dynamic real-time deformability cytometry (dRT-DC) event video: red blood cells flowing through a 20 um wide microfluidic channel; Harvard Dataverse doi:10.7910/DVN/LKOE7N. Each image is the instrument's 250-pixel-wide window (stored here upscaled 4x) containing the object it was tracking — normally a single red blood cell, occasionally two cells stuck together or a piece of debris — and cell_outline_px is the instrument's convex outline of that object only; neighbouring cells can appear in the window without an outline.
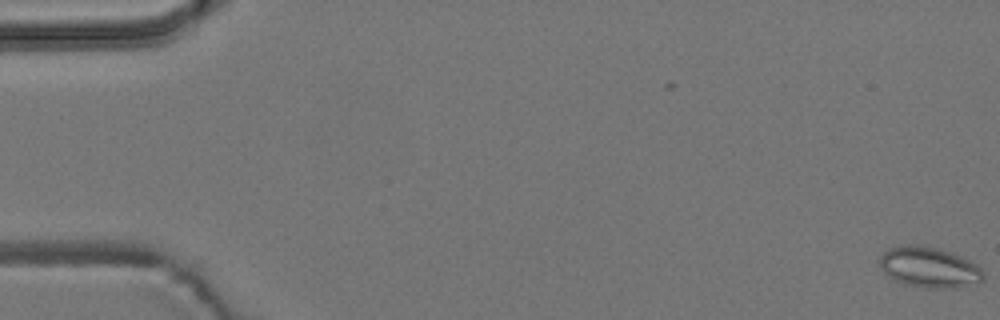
{"species": "common noctule bat (a hibernating species)", "species_latin": "Nyctalus noctula", "temperature_condition": "room temperature", "stored_images_in_passage": 58, "segment_of_instrument_passage": [1, 2], "camera_frame_rate_fps": 3000, "um_per_image_px": 0.085, "animal": {"sex": "male", "body_mass_g": 19.2, "forearm_length_mm": 51.8}, "frame": {"image": 1, "passage_image": 1, "time_ms": 0.0, "image_size_px": [1000, 320], "cell_outline_px": [[984, 280], [980, 284], [956, 288], [924, 288], [904, 284], [892, 280], [884, 272], [880, 264], [880, 256], [888, 248], [900, 244], [920, 244], [940, 248], [964, 256], [972, 260], [984, 272]], "centroid_in_image_um": [79.03, 22.71], "position_along_channel_um": 6.0, "area_um2": 25.43}}
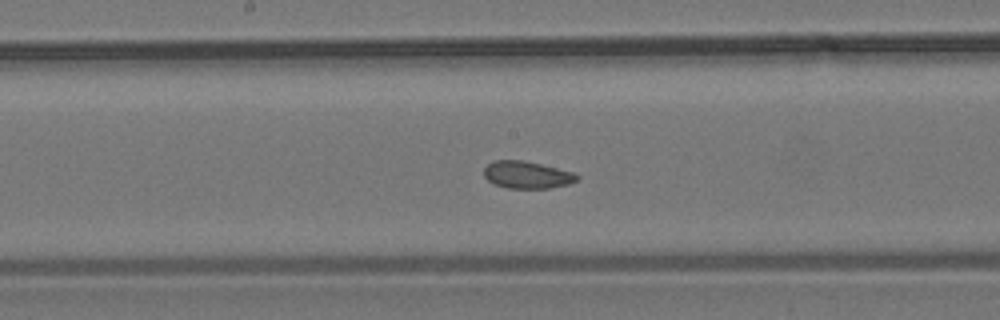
{"frame": {"image": 2, "passage_image": 30, "time_ms": 9.667, "image_size_px": [1000, 320], "cell_outline_px": [[580, 176], [576, 180], [568, 184], [548, 188], [508, 188], [492, 184], [484, 176], [484, 168], [492, 160], [524, 160], [572, 172]], "centroid_in_image_um": [44.74, 14.86], "position_along_channel_um": 203.5, "area_um2": 14.68}}
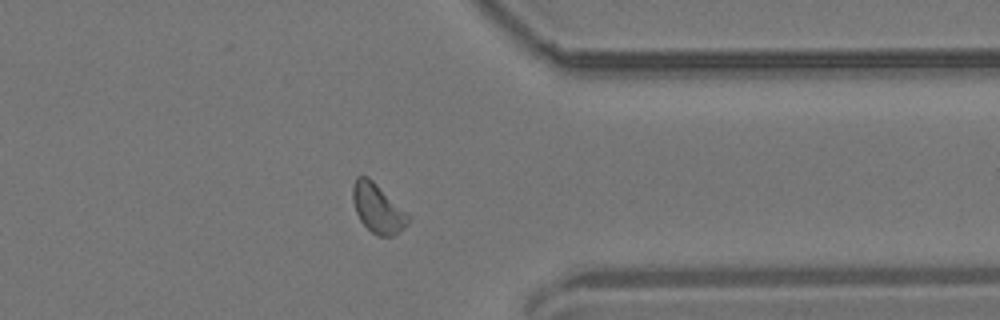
{"frame": {"image": 3, "passage_image": 45, "time_ms": 14.667, "image_size_px": [1000, 320], "cell_outline_px": [[408, 224], [400, 232], [392, 236], [376, 236], [360, 220], [356, 212], [352, 200], [352, 184], [356, 176], [368, 176], [408, 216]], "centroid_in_image_um": [32.05, 17.71], "position_along_channel_um": 379.4, "area_um2": 15.43}}